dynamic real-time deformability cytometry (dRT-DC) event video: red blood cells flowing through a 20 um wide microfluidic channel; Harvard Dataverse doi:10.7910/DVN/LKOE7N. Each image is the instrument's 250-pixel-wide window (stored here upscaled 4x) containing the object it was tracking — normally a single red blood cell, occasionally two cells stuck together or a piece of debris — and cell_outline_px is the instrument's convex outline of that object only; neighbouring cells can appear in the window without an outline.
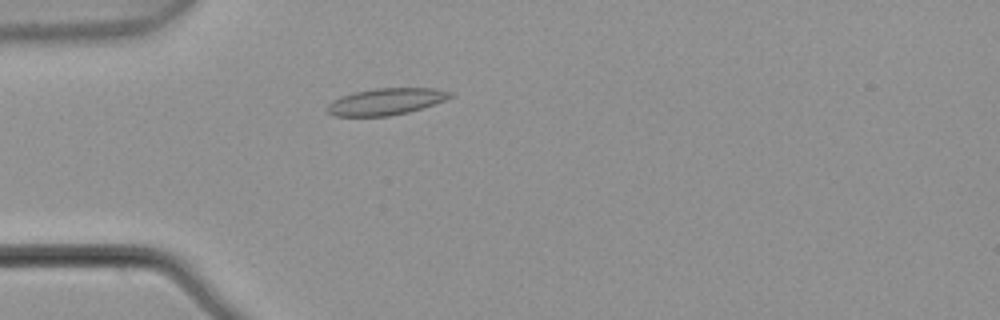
{"species": "common noctule bat (a hibernating species)", "species_latin": "Nyctalus noctula", "temperature_condition": "warm", "stored_images_in_passage": 3, "camera_frame_rate_fps": 3000, "um_per_image_px": 0.085, "animal": {"sex": "male", "body_mass_g": 21.5, "forearm_length_mm": 52.0}, "frame": {"image": 1, "passage_image": 3, "time_ms": 0.667, "image_size_px": [1000, 320], "cell_outline_px": [[452, 96], [444, 100], [408, 112], [388, 116], [332, 116], [324, 108], [332, 100], [340, 96], [356, 92], [376, 88], [436, 88], [452, 92]], "centroid_in_image_um": [32.75, 8.63], "position_along_channel_um": 52.3, "area_um2": 19.02}}